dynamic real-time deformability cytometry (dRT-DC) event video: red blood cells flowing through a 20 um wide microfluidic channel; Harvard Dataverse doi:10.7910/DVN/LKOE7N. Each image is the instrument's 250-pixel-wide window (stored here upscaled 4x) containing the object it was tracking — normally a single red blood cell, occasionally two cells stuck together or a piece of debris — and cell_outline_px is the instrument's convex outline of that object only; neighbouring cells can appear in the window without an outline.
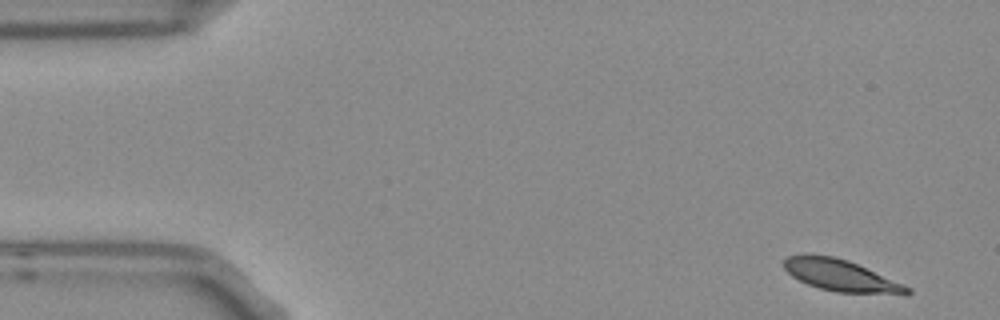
{"species": "Egyptian fruit bat (a non-hibernating species)", "species_latin": "Rousettus aegyptiacus", "temperature_condition": "room temperature", "stored_images_in_passage": 5, "camera_frame_rate_fps": 3000, "um_per_image_px": 0.085, "frame": {"image": 1, "passage_image": 1, "time_ms": 0.0, "image_size_px": [1000, 320], "cell_outline_px": [[912, 292], [908, 296], [836, 292], [820, 288], [808, 284], [792, 276], [784, 268], [784, 260], [788, 256], [832, 256], [848, 260], [912, 288]], "centroid_in_image_um": [71.59, 23.47], "position_along_channel_um": 13.4, "area_um2": 22.48}}
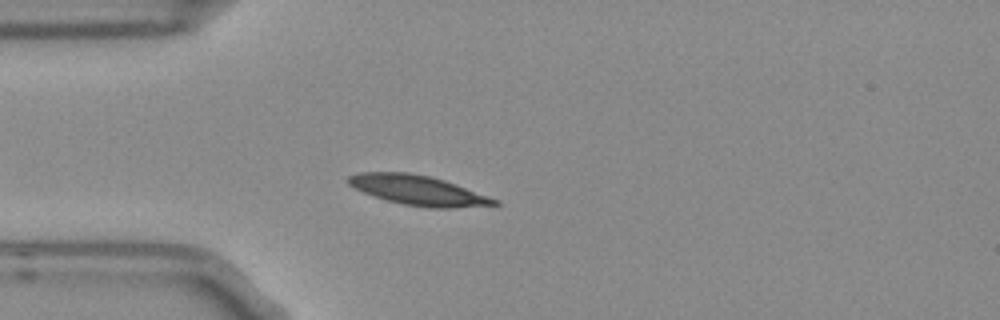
{"frame": {"image": 2, "passage_image": 4, "time_ms": 1.0, "image_size_px": [1000, 320], "cell_outline_px": [[500, 204], [452, 208], [428, 208], [404, 204], [372, 196], [348, 184], [344, 180], [348, 176], [360, 172], [408, 172], [428, 176], [444, 180], [500, 200]], "centroid_in_image_um": [35.52, 16.17], "position_along_channel_um": 49.5, "area_um2": 25.2}}